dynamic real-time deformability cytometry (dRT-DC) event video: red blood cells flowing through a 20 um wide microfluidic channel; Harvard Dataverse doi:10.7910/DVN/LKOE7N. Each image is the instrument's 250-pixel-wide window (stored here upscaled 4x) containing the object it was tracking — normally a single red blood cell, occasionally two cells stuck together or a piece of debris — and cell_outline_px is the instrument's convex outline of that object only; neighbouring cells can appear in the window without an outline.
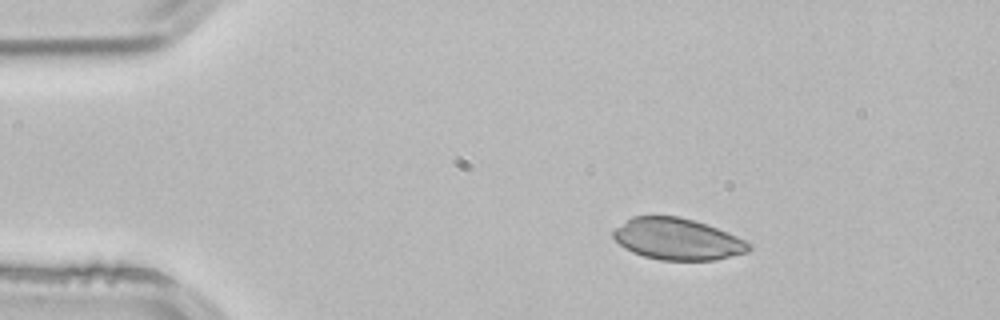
{"species": "common noctule bat (a hibernating species)", "species_latin": "Nyctalus noctula", "temperature_condition": "room temperature", "stored_images_in_passage": 2, "camera_frame_rate_fps": 3000, "um_per_image_px": 0.085, "animal": {"sex": "male", "body_mass_g": 21.5, "forearm_length_mm": 52.0}, "frame": {"image": 1, "passage_image": 1, "time_ms": 0.0, "image_size_px": [1000, 320], "cell_outline_px": [[752, 248], [748, 252], [716, 260], [660, 260], [644, 256], [632, 252], [624, 248], [612, 236], [612, 232], [616, 228], [632, 216], [680, 216], [728, 232], [752, 244]], "centroid_in_image_um": [57.59, 20.33], "position_along_channel_um": 27.4, "area_um2": 32.71}}